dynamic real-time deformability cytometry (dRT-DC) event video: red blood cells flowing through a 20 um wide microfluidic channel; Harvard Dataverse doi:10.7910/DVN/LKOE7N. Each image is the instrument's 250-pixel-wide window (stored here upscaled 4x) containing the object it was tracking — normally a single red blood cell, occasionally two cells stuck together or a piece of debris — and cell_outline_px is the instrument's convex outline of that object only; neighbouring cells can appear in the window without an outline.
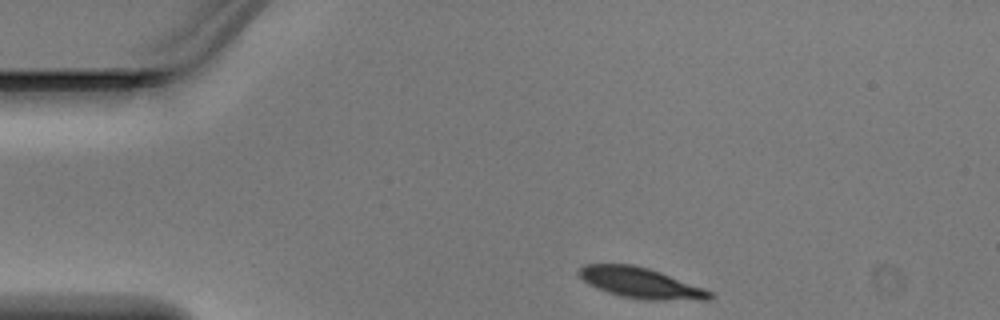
{"species": "Egyptian fruit bat (a non-hibernating species)", "species_latin": "Rousettus aegyptiacus", "temperature_condition": "warm", "stored_images_in_passage": 3, "camera_frame_rate_fps": 3000, "um_per_image_px": 0.085, "animal": {"sex": "male"}, "frame": {"image": 1, "passage_image": 1, "time_ms": 0.0, "image_size_px": [1000, 320], "cell_outline_px": [[712, 296], [708, 300], [644, 300], [620, 296], [596, 288], [588, 284], [576, 272], [584, 264], [632, 264], [648, 268], [660, 272], [704, 288], [712, 292]], "centroid_in_image_um": [54.44, 24.05], "position_along_channel_um": 30.6, "area_um2": 23.29}}
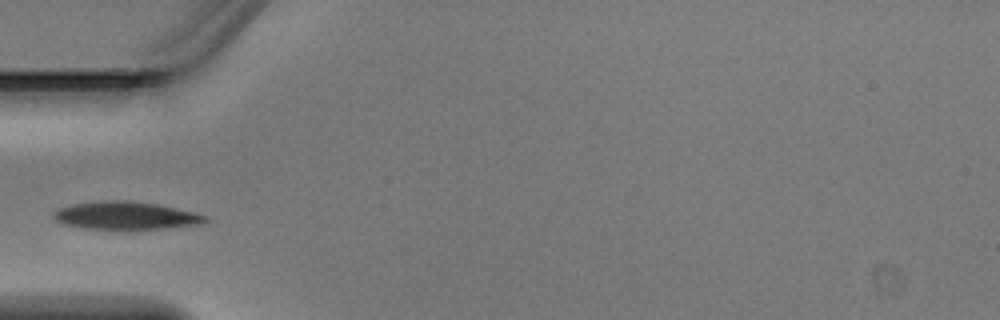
{"frame": {"image": 2, "passage_image": 3, "time_ms": 0.667, "image_size_px": [1000, 320], "cell_outline_px": [[208, 220], [204, 224], [164, 228], [120, 232], [84, 228], [60, 224], [52, 216], [52, 212], [60, 208], [72, 204], [100, 200], [128, 200], [160, 204], [196, 212], [208, 216]], "centroid_in_image_um": [10.7, 18.35], "position_along_channel_um": 74.3, "area_um2": 25.89}}